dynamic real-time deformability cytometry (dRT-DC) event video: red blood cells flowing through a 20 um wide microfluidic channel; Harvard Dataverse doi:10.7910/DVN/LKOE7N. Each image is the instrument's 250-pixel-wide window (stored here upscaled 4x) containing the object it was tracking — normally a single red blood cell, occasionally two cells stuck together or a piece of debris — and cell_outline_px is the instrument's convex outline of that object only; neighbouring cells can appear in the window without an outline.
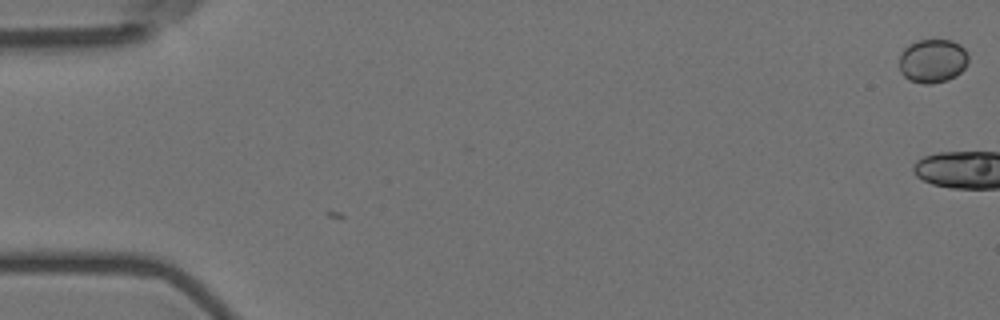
{"species": "Egyptian fruit bat (a non-hibernating species)", "species_latin": "Rousettus aegyptiacus", "temperature_condition": "room temperature", "stored_images_in_passage": 2, "camera_frame_rate_fps": 3000, "um_per_image_px": 0.085, "animal": {"sex": "female"}, "frame": {"image": 1, "passage_image": 2, "time_ms": 0.333, "image_size_px": [1000, 320], "cell_outline_px": [[968, 60], [964, 68], [956, 76], [948, 80], [932, 84], [924, 84], [908, 80], [900, 72], [900, 52], [908, 44], [916, 40], [952, 40], [960, 44], [968, 52]], "centroid_in_image_um": [79.26, 5.17], "position_along_channel_um": 5.7, "area_um2": 17.92}}